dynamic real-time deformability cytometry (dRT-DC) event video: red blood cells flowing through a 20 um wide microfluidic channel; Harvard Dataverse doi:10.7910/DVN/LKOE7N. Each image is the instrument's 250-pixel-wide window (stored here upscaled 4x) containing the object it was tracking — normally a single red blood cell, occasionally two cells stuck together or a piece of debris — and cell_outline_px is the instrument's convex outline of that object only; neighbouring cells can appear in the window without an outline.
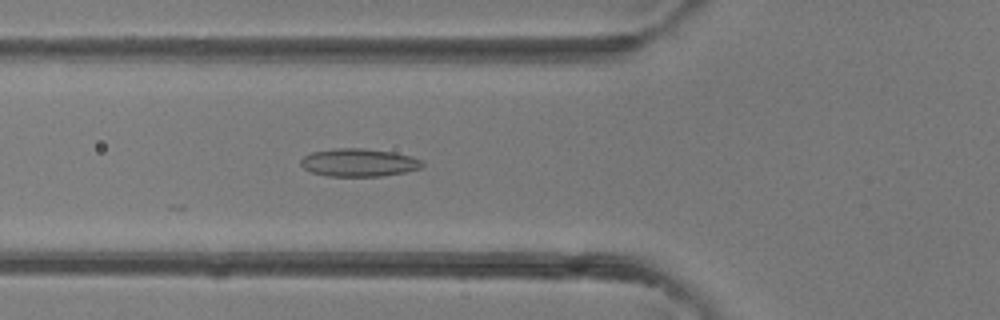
{"species": "common noctule bat (a hibernating species)", "species_latin": "Nyctalus noctula", "temperature_condition": "room temperature", "stored_images_in_passage": 28, "camera_frame_rate_fps": 3000, "um_per_image_px": 0.085, "animal": {"sex": "female"}, "frame": {"image": 1, "passage_image": 6, "time_ms": 1.667, "image_size_px": [1000, 320], "cell_outline_px": [[424, 164], [420, 168], [408, 172], [380, 176], [328, 176], [312, 172], [304, 168], [300, 164], [300, 160], [304, 156], [312, 152], [336, 148], [364, 148], [392, 152], [412, 156], [424, 160]], "centroid_in_image_um": [30.53, 13.81], "position_along_channel_um": 95.3, "area_um2": 19.88}}
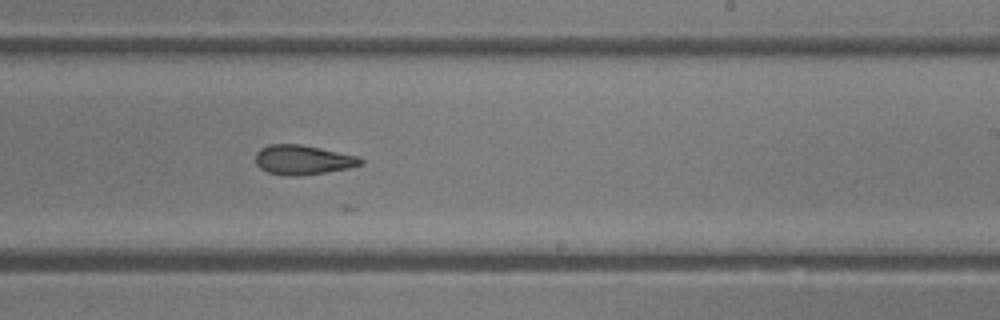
{"frame": {"image": 2, "passage_image": 16, "time_ms": 5.0, "image_size_px": [1000, 320], "cell_outline_px": [[364, 164], [348, 168], [300, 176], [284, 176], [268, 172], [260, 168], [256, 164], [256, 152], [260, 148], [272, 144], [300, 144], [360, 156], [364, 160]], "centroid_in_image_um": [25.76, 13.59], "position_along_channel_um": 263.2, "area_um2": 18.21}}
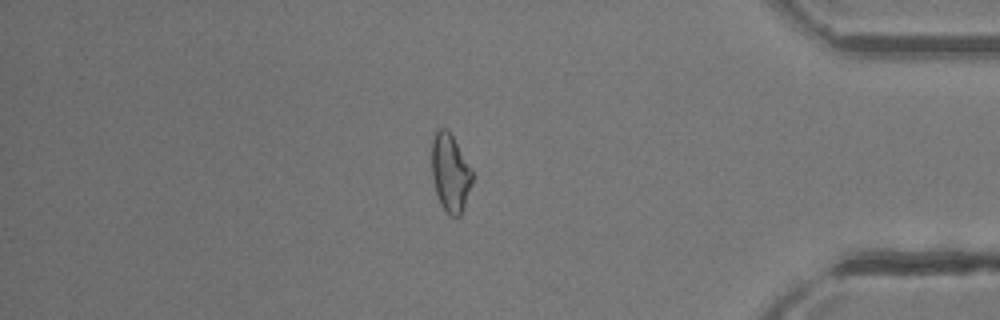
{"frame": {"image": 3, "passage_image": 26, "time_ms": 8.333, "image_size_px": [1000, 320], "cell_outline_px": [[472, 180], [460, 216], [448, 216], [440, 204], [436, 192], [432, 176], [432, 140], [436, 128], [448, 128], [472, 168]], "centroid_in_image_um": [38.25, 14.65], "position_along_channel_um": 396.9, "area_um2": 18.44}}